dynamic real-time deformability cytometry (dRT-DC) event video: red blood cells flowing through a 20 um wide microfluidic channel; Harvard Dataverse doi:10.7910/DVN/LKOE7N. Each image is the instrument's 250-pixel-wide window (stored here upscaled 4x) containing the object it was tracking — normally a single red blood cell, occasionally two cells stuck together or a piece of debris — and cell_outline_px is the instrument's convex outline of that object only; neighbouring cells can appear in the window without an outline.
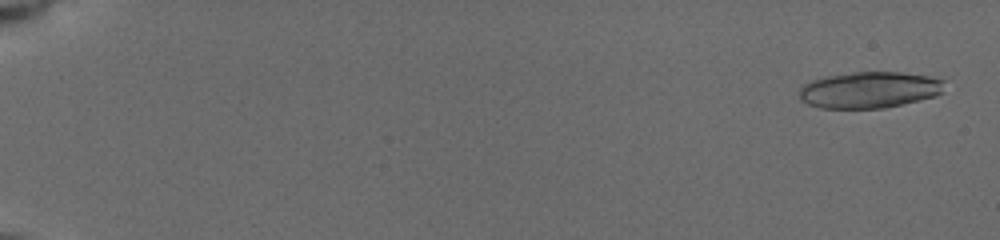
{"species": "common noctule bat (a hibernating species)", "species_latin": "Nyctalus noctula", "temperature_condition": "cold", "stored_images_in_passage": 25, "camera_frame_rate_fps": 3000, "um_per_image_px": 0.085, "animal": {"sex": "female", "body_mass_g": 19.5, "forearm_length_mm": 54.1}, "frame": {"image": 1, "passage_image": 2, "time_ms": 0.333, "image_size_px": [1000, 240], "cell_outline_px": [[944, 92], [936, 96], [884, 108], [820, 108], [808, 104], [800, 100], [800, 84], [812, 80], [828, 76], [856, 72], [904, 72], [928, 76], [944, 80]], "centroid_in_image_um": [73.9, 7.64], "position_along_channel_um": 11.1, "area_um2": 30.87}}